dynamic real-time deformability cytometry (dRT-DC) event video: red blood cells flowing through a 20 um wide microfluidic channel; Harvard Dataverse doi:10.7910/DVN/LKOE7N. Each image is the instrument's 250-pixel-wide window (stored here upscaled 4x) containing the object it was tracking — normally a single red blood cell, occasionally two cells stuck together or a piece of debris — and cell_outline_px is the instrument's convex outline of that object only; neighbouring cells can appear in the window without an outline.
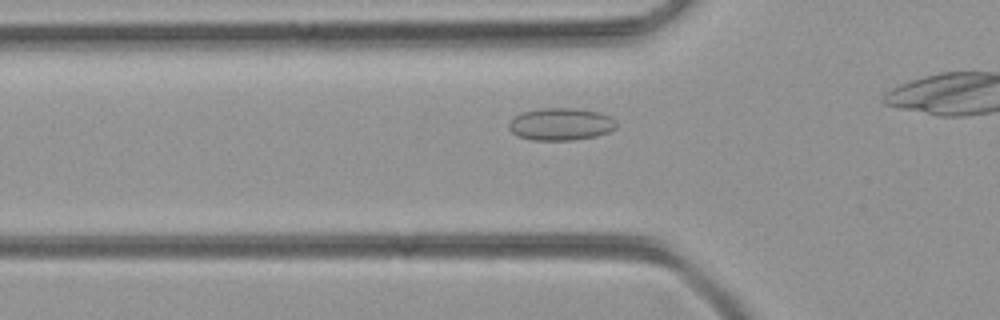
{"species": "common noctule bat (a hibernating species)", "species_latin": "Nyctalus noctula", "temperature_condition": "room temperature", "stored_images_in_passage": 25, "camera_frame_rate_fps": 3000, "um_per_image_px": 0.085, "animal": {"sex": "female", "body_mass_g": 21.9}, "frame": {"image": 1, "passage_image": 2, "time_ms": 0.333, "image_size_px": [1000, 320], "cell_outline_px": [[616, 128], [608, 132], [596, 136], [572, 140], [532, 140], [520, 136], [512, 132], [508, 128], [508, 124], [512, 116], [520, 112], [540, 108], [572, 108], [600, 112], [616, 120]], "centroid_in_image_um": [47.63, 10.54], "position_along_channel_um": 78.2, "area_um2": 20.4}}
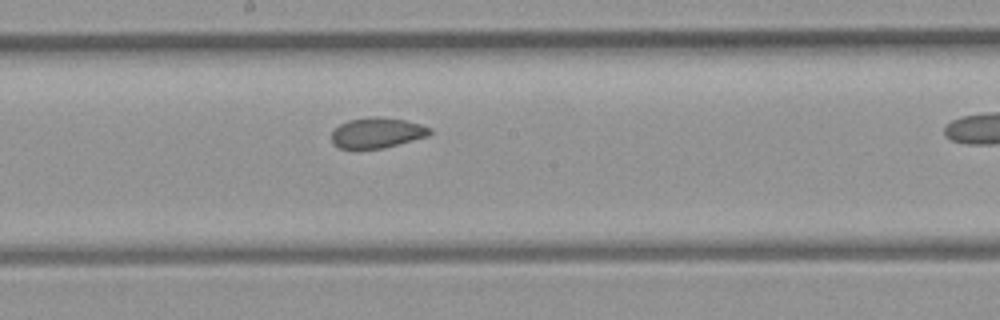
{"frame": {"image": 2, "passage_image": 12, "time_ms": 3.667, "image_size_px": [1000, 320], "cell_outline_px": [[432, 132], [428, 136], [384, 148], [340, 148], [332, 144], [332, 132], [340, 124], [348, 120], [372, 116], [380, 116], [404, 120], [420, 124], [432, 128]], "centroid_in_image_um": [32.06, 11.28], "position_along_channel_um": 216.1, "area_um2": 17.4}}
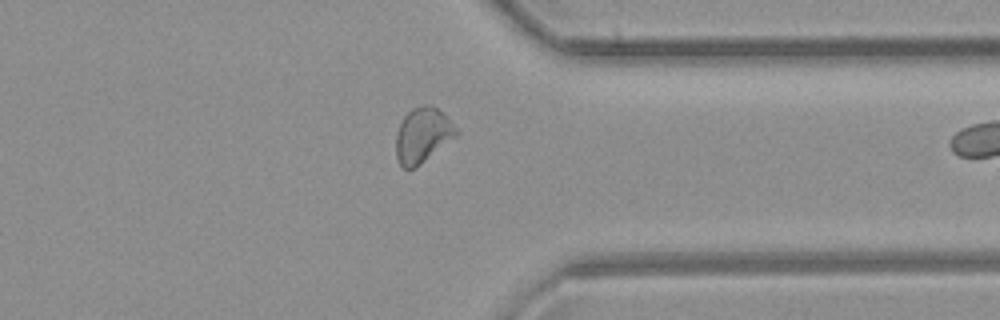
{"frame": {"image": 3, "passage_image": 24, "time_ms": 7.667, "image_size_px": [1000, 320], "cell_outline_px": [[460, 132], [456, 136], [420, 164], [408, 172], [400, 168], [396, 156], [396, 136], [400, 124], [404, 116], [412, 108], [424, 104], [432, 104], [444, 112]], "centroid_in_image_um": [35.92, 11.49], "position_along_channel_um": 375.5, "area_um2": 19.59}}